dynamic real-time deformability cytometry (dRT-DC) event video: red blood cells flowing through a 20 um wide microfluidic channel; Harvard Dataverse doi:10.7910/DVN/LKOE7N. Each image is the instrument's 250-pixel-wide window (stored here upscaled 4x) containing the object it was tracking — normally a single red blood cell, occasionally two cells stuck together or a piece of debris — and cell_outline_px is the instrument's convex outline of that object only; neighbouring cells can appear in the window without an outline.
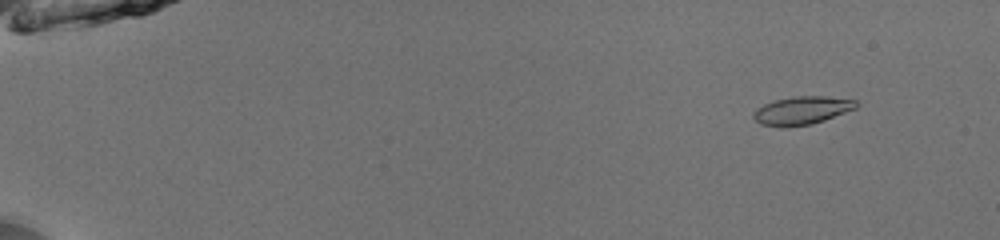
{"species": "common noctule bat (a hibernating species)", "species_latin": "Nyctalus noctula", "temperature_condition": "room temperature", "stored_images_in_passage": 53, "camera_frame_rate_fps": 3000, "um_per_image_px": 0.085, "animal": {"sex": "male", "body_mass_g": 13.0, "forearm_length_mm": 53.1}, "frame": {"image": 1, "passage_image": 6, "time_ms": 1.667, "image_size_px": [1000, 240], "cell_outline_px": [[860, 104], [856, 108], [824, 120], [812, 124], [780, 128], [760, 124], [752, 116], [752, 112], [756, 108], [764, 104], [776, 100], [796, 96], [824, 96], [856, 100]], "centroid_in_image_um": [68.14, 9.4], "position_along_channel_um": 16.9, "area_um2": 16.94}}
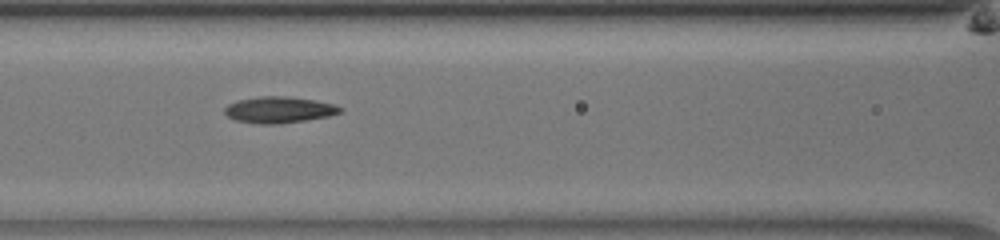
{"frame": {"image": 2, "passage_image": 26, "time_ms": 8.333, "image_size_px": [1000, 240], "cell_outline_px": [[344, 112], [328, 116], [308, 120], [280, 124], [256, 124], [236, 120], [228, 116], [224, 112], [224, 108], [228, 104], [236, 100], [260, 96], [288, 96], [316, 100], [332, 104], [344, 108]], "centroid_in_image_um": [23.73, 9.33], "position_along_channel_um": 142.9, "area_um2": 17.98}}
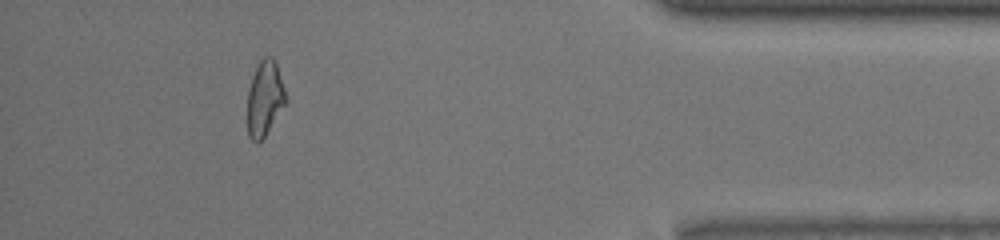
{"frame": {"image": 3, "passage_image": 49, "time_ms": 16.0, "image_size_px": [1000, 240], "cell_outline_px": [[288, 100], [264, 136], [256, 144], [248, 136], [248, 88], [252, 76], [260, 60], [264, 56], [272, 56], [276, 64]], "centroid_in_image_um": [22.5, 8.36], "position_along_channel_um": 412.7, "area_um2": 16.59}, "authors_computed_cell_mechanics": {"area_um2": 16.9354, "velocity_mm_per_s": 3.9965, "shape_relaxation_time_tau1_ms": 4.8649, "shape_relaxation_time_tau2_ms": 1.6936, "deformation_change_tau1": 0.1508, "deformation_change_tau2": 0.0861}}